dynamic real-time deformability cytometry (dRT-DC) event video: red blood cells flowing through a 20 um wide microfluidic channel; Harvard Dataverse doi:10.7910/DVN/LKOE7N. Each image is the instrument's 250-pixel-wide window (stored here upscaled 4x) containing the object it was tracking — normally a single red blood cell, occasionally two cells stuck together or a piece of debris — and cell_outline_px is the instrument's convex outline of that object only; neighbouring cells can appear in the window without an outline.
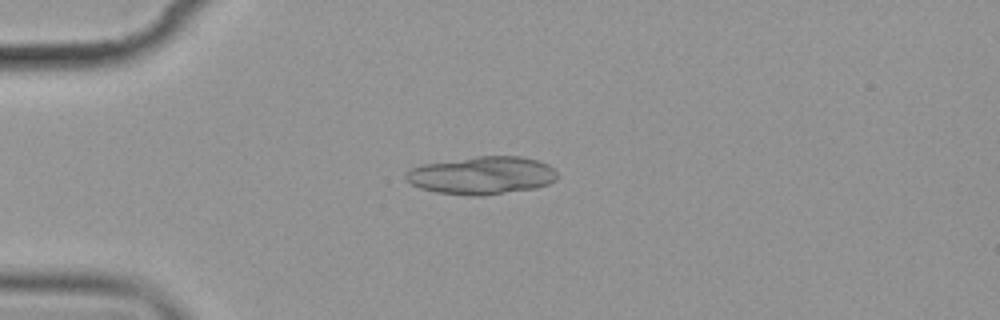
{"species": "common noctule bat (a hibernating species)", "species_latin": "Nyctalus noctula", "temperature_condition": "cold", "stored_images_in_passage": 5, "camera_frame_rate_fps": 3000, "um_per_image_px": 0.085, "animal": {"sex": "female", "body_mass_g": 19.9}, "frame": {"image": 1, "passage_image": 3, "time_ms": 2.333, "image_size_px": [1000, 320], "cell_outline_px": [[556, 180], [548, 184], [536, 188], [484, 196], [468, 196], [436, 192], [420, 188], [412, 184], [404, 176], [412, 168], [420, 164], [476, 156], [520, 156], [536, 160], [548, 164], [556, 172]], "centroid_in_image_um": [40.96, 14.91], "position_along_channel_um": 44.0, "area_um2": 33.52}}